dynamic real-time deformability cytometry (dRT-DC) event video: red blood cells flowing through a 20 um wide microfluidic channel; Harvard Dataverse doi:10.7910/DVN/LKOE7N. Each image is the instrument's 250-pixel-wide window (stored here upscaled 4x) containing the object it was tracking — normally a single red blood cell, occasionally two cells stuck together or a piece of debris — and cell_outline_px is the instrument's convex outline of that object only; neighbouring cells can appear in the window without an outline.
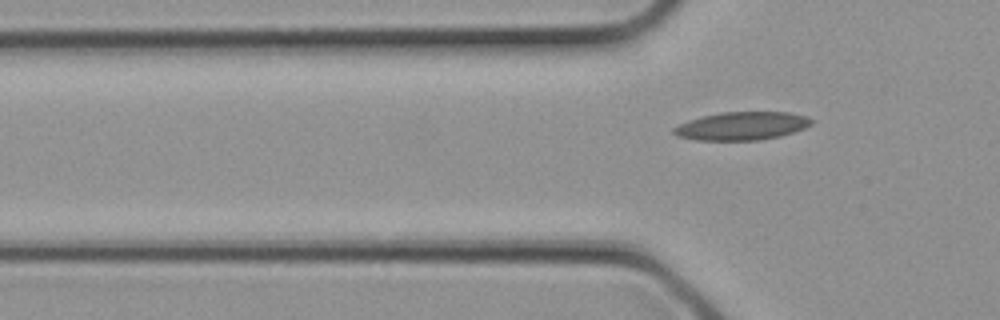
{"species": "common noctule bat (a hibernating species)", "species_latin": "Nyctalus noctula", "temperature_condition": "cold", "stored_images_in_passage": 2, "camera_frame_rate_fps": 3000, "um_per_image_px": 0.085, "animal": {"sex": "female", "body_mass_g": 21.9}, "frame": {"image": 1, "passage_image": 2, "time_ms": 0.333, "image_size_px": [1000, 320], "cell_outline_px": [[812, 124], [804, 128], [780, 136], [760, 140], [696, 140], [676, 136], [672, 132], [672, 128], [688, 120], [720, 112], [788, 112], [808, 116], [812, 120]], "centroid_in_image_um": [63.04, 10.7], "position_along_channel_um": 62.8, "area_um2": 22.6}}